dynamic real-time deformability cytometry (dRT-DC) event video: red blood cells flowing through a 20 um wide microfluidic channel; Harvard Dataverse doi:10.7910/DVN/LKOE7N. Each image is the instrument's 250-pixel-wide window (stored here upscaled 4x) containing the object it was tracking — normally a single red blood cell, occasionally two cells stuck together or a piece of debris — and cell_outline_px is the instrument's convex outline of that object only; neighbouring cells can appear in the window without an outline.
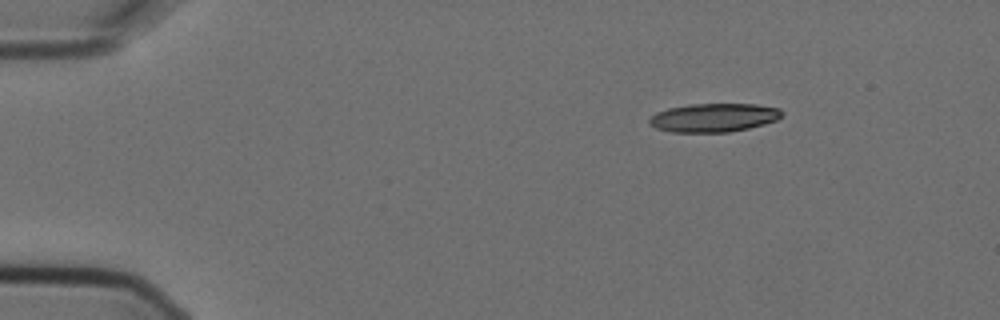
{"species": "Egyptian fruit bat (a non-hibernating species)", "species_latin": "Rousettus aegyptiacus", "temperature_condition": "cold", "stored_images_in_passage": 3, "camera_frame_rate_fps": 3000, "um_per_image_px": 0.085, "animal": {"sex": "female"}, "frame": {"image": 1, "passage_image": 1, "time_ms": 0.0, "image_size_px": [1000, 320], "cell_outline_px": [[784, 116], [776, 120], [764, 124], [748, 128], [728, 132], [672, 132], [656, 128], [648, 124], [648, 120], [656, 112], [668, 108], [688, 104], [756, 104], [780, 108], [784, 112]], "centroid_in_image_um": [60.69, 9.99], "position_along_channel_um": 24.3, "area_um2": 22.25}}
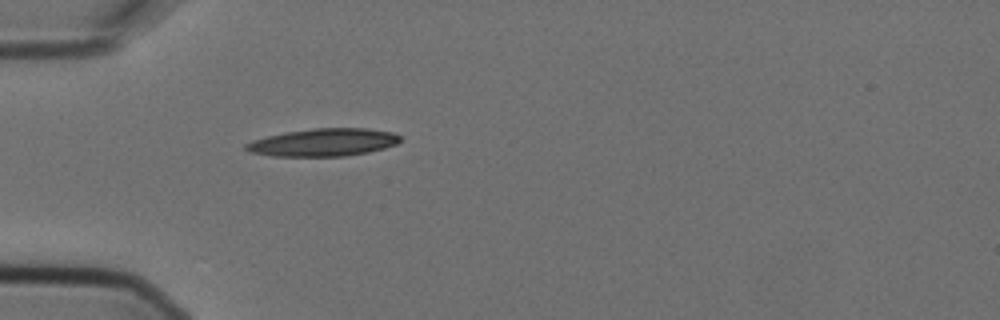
{"frame": {"image": 2, "passage_image": 3, "time_ms": 0.667, "image_size_px": [1000, 320], "cell_outline_px": [[400, 140], [396, 144], [384, 148], [368, 152], [344, 156], [272, 156], [248, 152], [244, 148], [244, 144], [252, 140], [284, 132], [312, 128], [368, 128], [392, 132], [400, 136]], "centroid_in_image_um": [27.45, 12.1], "position_along_channel_um": 57.5, "area_um2": 24.97}}